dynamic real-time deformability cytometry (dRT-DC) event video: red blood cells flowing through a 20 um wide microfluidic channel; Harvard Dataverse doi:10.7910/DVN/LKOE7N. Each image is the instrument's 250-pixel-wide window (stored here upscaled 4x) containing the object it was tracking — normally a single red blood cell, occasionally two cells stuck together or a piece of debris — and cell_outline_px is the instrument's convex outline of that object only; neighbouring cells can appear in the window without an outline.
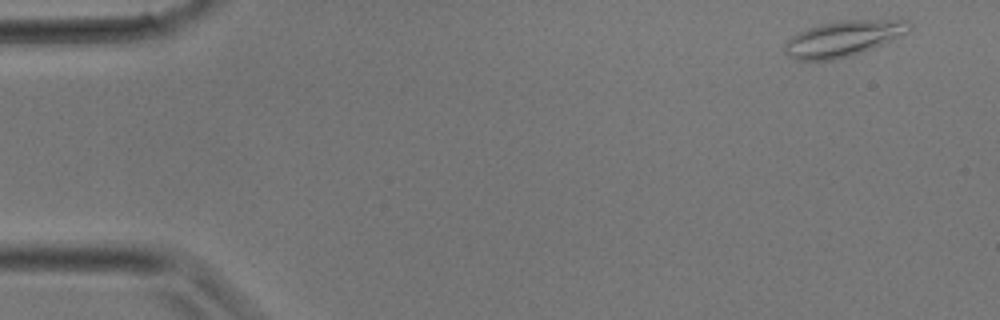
{"species": "common noctule bat (a hibernating species)", "species_latin": "Nyctalus noctula", "temperature_condition": "room temperature", "stored_images_in_passage": 3, "camera_frame_rate_fps": 3000, "um_per_image_px": 0.085, "animal": {"sex": "male", "body_mass_g": 17.9}, "frame": {"image": 1, "passage_image": 1, "time_ms": 0.0, "image_size_px": [1000, 320], "cell_outline_px": [[912, 28], [908, 32], [892, 40], [872, 48], [848, 56], [832, 60], [796, 60], [788, 56], [784, 52], [784, 44], [792, 36], [808, 28], [840, 20], [900, 16], [908, 20], [912, 24]], "centroid_in_image_um": [71.81, 3.21], "position_along_channel_um": 13.2, "area_um2": 26.59}}